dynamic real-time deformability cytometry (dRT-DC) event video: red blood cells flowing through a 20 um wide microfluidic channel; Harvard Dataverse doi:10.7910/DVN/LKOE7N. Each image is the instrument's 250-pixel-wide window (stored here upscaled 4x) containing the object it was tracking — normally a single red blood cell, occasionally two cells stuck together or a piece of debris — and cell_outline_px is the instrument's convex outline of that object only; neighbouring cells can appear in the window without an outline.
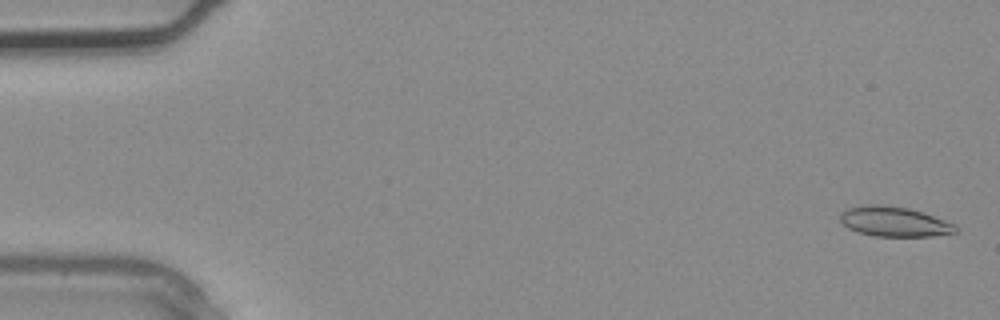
{"species": "common noctule bat (a hibernating species)", "species_latin": "Nyctalus noctula", "temperature_condition": "warm", "stored_images_in_passage": 2, "segment_of_instrument_passage": [2, 2], "camera_frame_rate_fps": 3000, "um_per_image_px": 0.085, "animal": {"sex": "male", "body_mass_g": 20.4}, "frame": {"image": 1, "passage_image": 2, "time_ms": 0.333, "image_size_px": [1000, 320], "cell_outline_px": [[960, 228], [956, 232], [932, 236], [876, 236], [860, 232], [848, 228], [840, 220], [840, 212], [848, 208], [868, 204], [880, 204], [908, 208], [924, 212], [956, 224]], "centroid_in_image_um": [76.05, 18.83], "position_along_channel_um": 9.0, "area_um2": 20.17}}